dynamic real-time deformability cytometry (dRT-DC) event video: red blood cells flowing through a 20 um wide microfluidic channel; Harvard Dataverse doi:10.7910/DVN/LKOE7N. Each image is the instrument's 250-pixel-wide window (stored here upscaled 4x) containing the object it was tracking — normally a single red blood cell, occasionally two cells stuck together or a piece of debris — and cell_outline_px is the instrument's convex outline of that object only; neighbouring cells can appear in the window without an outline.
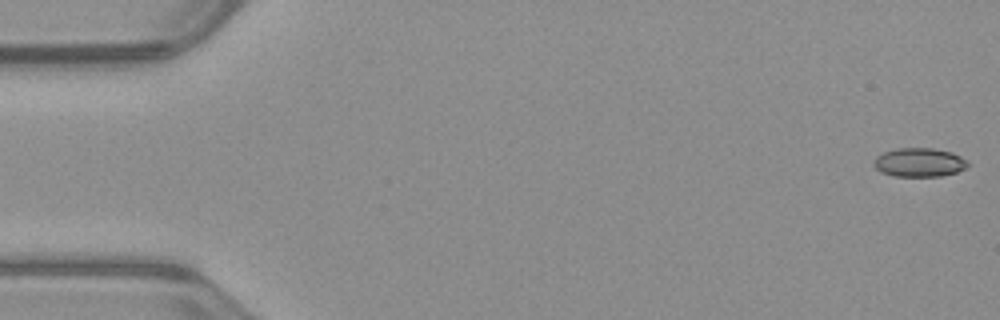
{"species": "common noctule bat (a hibernating species)", "species_latin": "Nyctalus noctula", "temperature_condition": "warm", "stored_images_in_passage": 52, "camera_frame_rate_fps": 3000, "um_per_image_px": 0.085, "animal": {"sex": "male", "body_mass_g": 23.1, "forearm_length_mm": 52.7}, "frame": {"image": 1, "passage_image": 1, "time_ms": 0.0, "image_size_px": [1000, 320], "cell_outline_px": [[968, 164], [964, 168], [956, 172], [940, 176], [892, 176], [880, 172], [872, 164], [872, 160], [876, 156], [884, 152], [896, 148], [932, 148], [952, 152], [968, 160]], "centroid_in_image_um": [78.09, 13.8], "position_along_channel_um": 6.9, "area_um2": 15.9}}
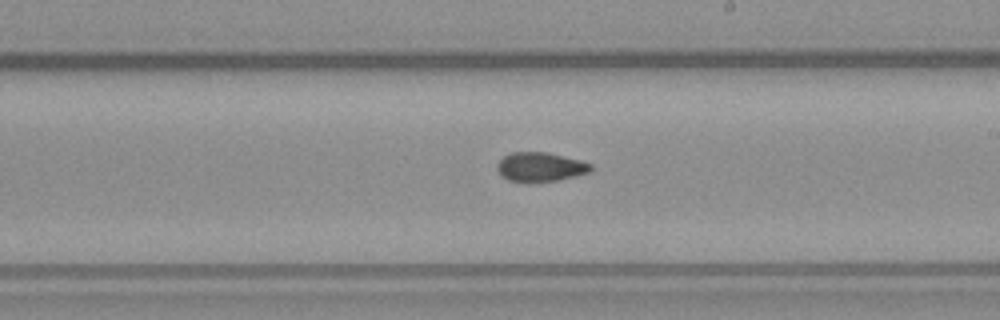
{"frame": {"image": 2, "passage_image": 30, "time_ms": 9.667, "image_size_px": [1000, 320], "cell_outline_px": [[592, 168], [588, 172], [560, 180], [532, 184], [508, 180], [500, 176], [496, 168], [496, 164], [508, 152], [548, 152], [580, 160], [592, 164]], "centroid_in_image_um": [45.87, 14.21], "position_along_channel_um": 243.1, "area_um2": 16.42}}
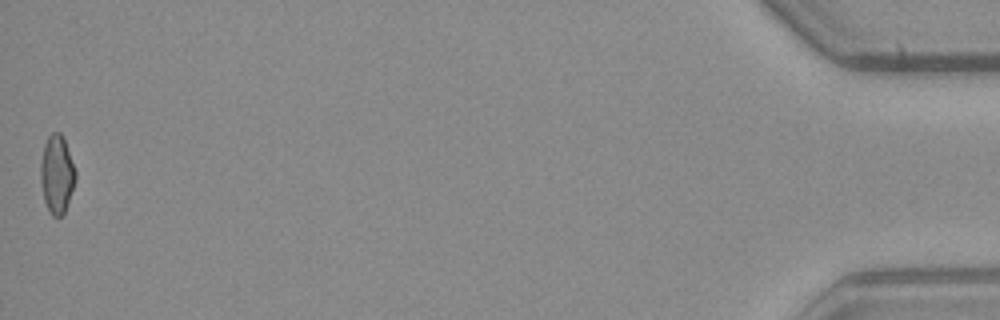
{"frame": {"image": 3, "passage_image": 52, "time_ms": 17.0, "image_size_px": [1000, 320], "cell_outline_px": [[76, 180], [68, 204], [64, 212], [60, 216], [52, 216], [44, 200], [40, 184], [40, 164], [44, 144], [48, 136], [52, 132], [60, 132], [64, 136], [76, 172]], "centroid_in_image_um": [4.83, 14.78], "position_along_channel_um": 430.4, "area_um2": 16.13}, "authors_computed_cell_mechanics": {"area_um2": 15.9817, "velocity_mm_per_s": 3.9866, "shape_relaxation_time_tau1_ms": null, "shape_relaxation_time_tau2_ms": 2.0336, "deformation_change_tau1": null, "deformation_change_tau2": 0.0649}}